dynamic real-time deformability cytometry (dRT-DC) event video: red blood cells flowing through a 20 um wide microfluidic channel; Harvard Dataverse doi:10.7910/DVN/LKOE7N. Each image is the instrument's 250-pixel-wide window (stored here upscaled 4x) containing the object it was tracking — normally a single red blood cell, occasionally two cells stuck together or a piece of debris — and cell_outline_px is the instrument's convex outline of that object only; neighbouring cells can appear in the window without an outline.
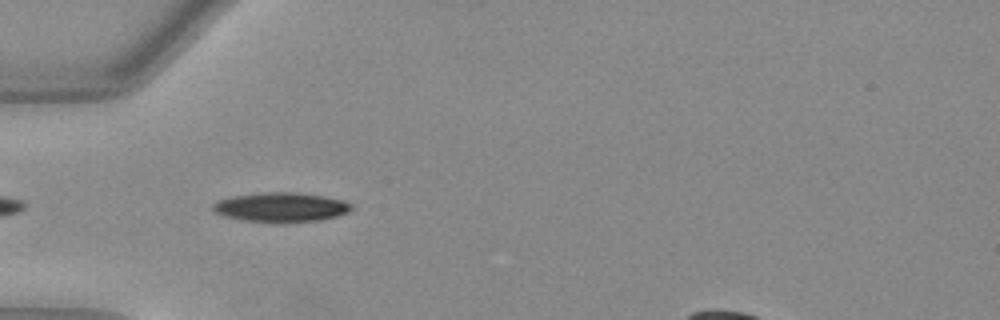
{"species": "Egyptian fruit bat (a non-hibernating species)", "species_latin": "Rousettus aegyptiacus", "temperature_condition": "warm", "stored_images_in_passage": 19, "camera_frame_rate_fps": 3000, "um_per_image_px": 0.085, "animal": {"sex": "female"}, "frame": {"image": 1, "passage_image": 3, "time_ms": 0.667, "image_size_px": [1000, 320], "cell_outline_px": [[352, 208], [348, 212], [336, 216], [320, 220], [244, 220], [224, 216], [212, 212], [212, 204], [216, 200], [232, 196], [264, 192], [296, 192], [324, 196], [344, 200], [352, 204]], "centroid_in_image_um": [23.85, 17.57], "position_along_channel_um": 61.2, "area_um2": 23.18}}
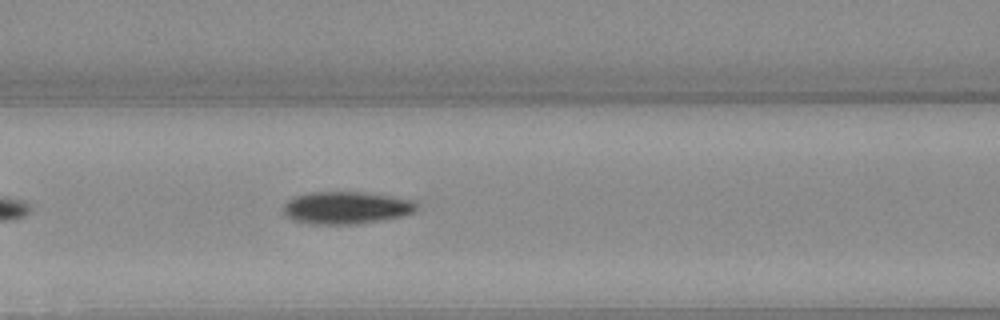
{"frame": {"image": 2, "passage_image": 9, "time_ms": 2.667, "image_size_px": [1000, 320], "cell_outline_px": [[416, 208], [412, 212], [400, 216], [352, 224], [316, 224], [292, 220], [284, 212], [284, 204], [288, 200], [296, 196], [312, 192], [364, 192], [412, 200], [416, 204]], "centroid_in_image_um": [29.38, 17.65], "position_along_channel_um": 137.2, "area_um2": 24.51}}
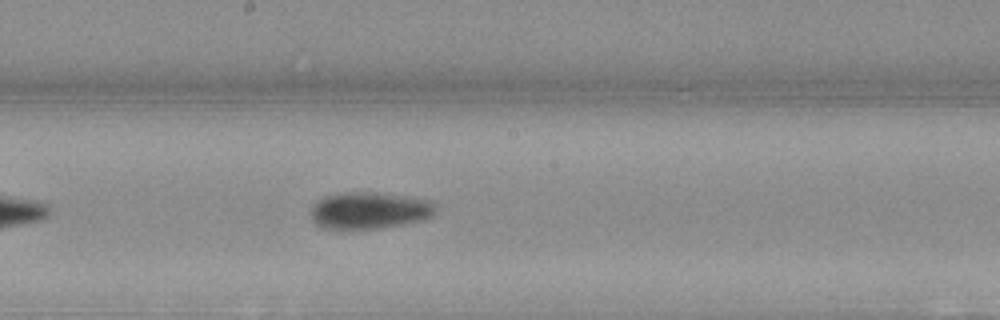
{"frame": {"image": 3, "passage_image": 15, "time_ms": 4.667, "image_size_px": [1000, 320], "cell_outline_px": [[436, 208], [432, 216], [420, 220], [380, 228], [328, 228], [316, 224], [312, 220], [312, 208], [316, 200], [324, 196], [344, 192], [376, 192], [432, 200]], "centroid_in_image_um": [31.39, 17.86], "position_along_channel_um": 216.8, "area_um2": 26.47}}